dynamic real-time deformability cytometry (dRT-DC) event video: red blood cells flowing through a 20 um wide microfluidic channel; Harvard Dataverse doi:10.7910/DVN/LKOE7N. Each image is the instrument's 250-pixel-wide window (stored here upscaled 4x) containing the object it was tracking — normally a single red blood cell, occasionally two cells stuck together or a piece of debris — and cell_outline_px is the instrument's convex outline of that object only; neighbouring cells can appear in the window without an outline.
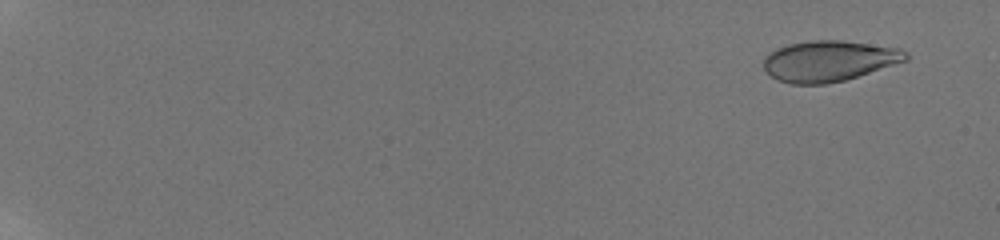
{"species": "human", "species_latin": "Homo sapiens", "temperature_condition": "room temperature", "stored_images_in_passage": 46, "camera_frame_rate_fps": 3000, "um_per_image_px": 0.085, "donor": {"sex": "male"}, "frame": {"image": 1, "passage_image": 3, "time_ms": 0.667, "image_size_px": [1000, 240], "cell_outline_px": [[908, 60], [844, 80], [824, 84], [792, 84], [776, 80], [764, 68], [764, 56], [768, 52], [776, 48], [788, 44], [812, 40], [840, 40], [900, 48], [908, 52]], "centroid_in_image_um": [70.44, 5.17], "position_along_channel_um": 14.6, "area_um2": 33.76}}
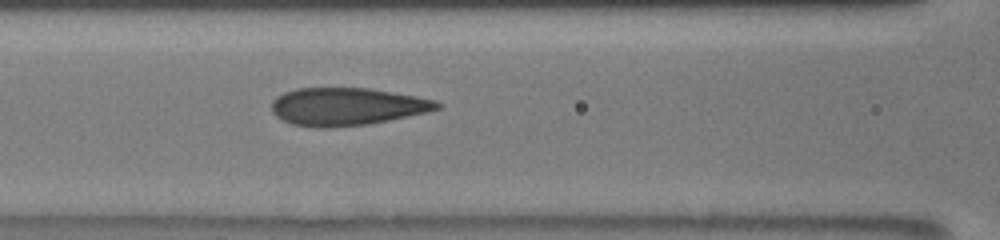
{"frame": {"image": 2, "passage_image": 22, "time_ms": 9.333, "image_size_px": [1000, 240], "cell_outline_px": [[444, 104], [440, 108], [428, 112], [368, 124], [328, 128], [316, 128], [292, 124], [276, 116], [272, 112], [272, 100], [276, 96], [284, 92], [296, 88], [368, 88], [416, 96], [436, 100]], "centroid_in_image_um": [29.48, 9.06], "position_along_channel_um": 137.1, "area_um2": 36.47}}
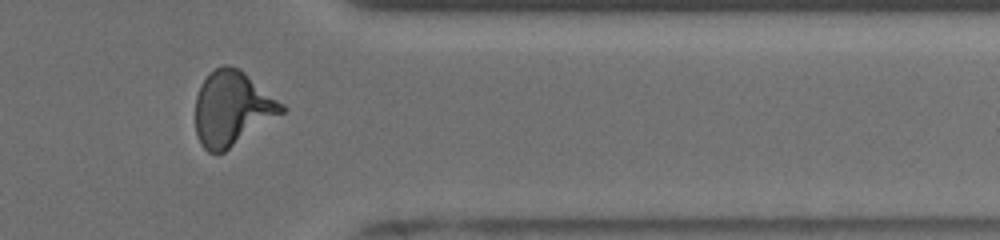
{"frame": {"image": 3, "passage_image": 39, "time_ms": 16.0, "image_size_px": [1000, 240], "cell_outline_px": [[288, 108], [284, 112], [224, 152], [208, 152], [200, 144], [196, 132], [196, 96], [200, 84], [208, 72], [224, 64], [228, 64], [240, 68], [284, 104]], "centroid_in_image_um": [19.72, 9.19], "position_along_channel_um": 391.7, "area_um2": 37.57}, "authors_computed_cell_mechanics": {"area_um2": 35.8649, "velocity_mm_per_s": 3.8773, "shape_relaxation_time_tau1_ms": 4.8034, "shape_relaxation_time_tau2_ms": 0.5568, "deformation_change_tau1": 0.1832, "deformation_change_tau2": 0.0522}}